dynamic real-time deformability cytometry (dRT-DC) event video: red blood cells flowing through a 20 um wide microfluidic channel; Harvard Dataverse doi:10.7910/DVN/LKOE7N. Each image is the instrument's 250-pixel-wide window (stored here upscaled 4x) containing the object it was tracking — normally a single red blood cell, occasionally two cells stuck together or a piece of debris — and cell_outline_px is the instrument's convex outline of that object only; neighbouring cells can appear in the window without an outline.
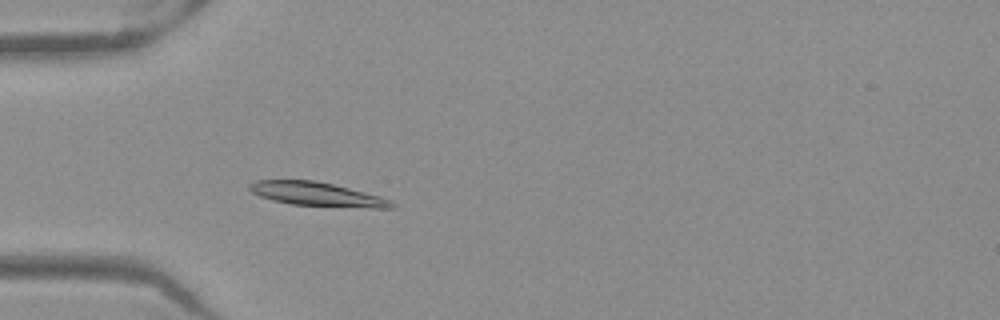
{"species": "Egyptian fruit bat (a non-hibernating species)", "species_latin": "Rousettus aegyptiacus", "temperature_condition": "warm", "stored_images_in_passage": 44, "camera_frame_rate_fps": 3000, "um_per_image_px": 0.085, "frame": {"image": 1, "passage_image": 8, "time_ms": 2.333, "image_size_px": [1000, 320], "cell_outline_px": [[396, 208], [372, 208], [292, 204], [272, 200], [260, 196], [252, 192], [248, 188], [248, 184], [256, 180], [312, 180], [332, 184], [380, 196], [392, 200], [396, 204]], "centroid_in_image_um": [26.96, 16.51], "position_along_channel_um": 58.0, "area_um2": 19.65}}
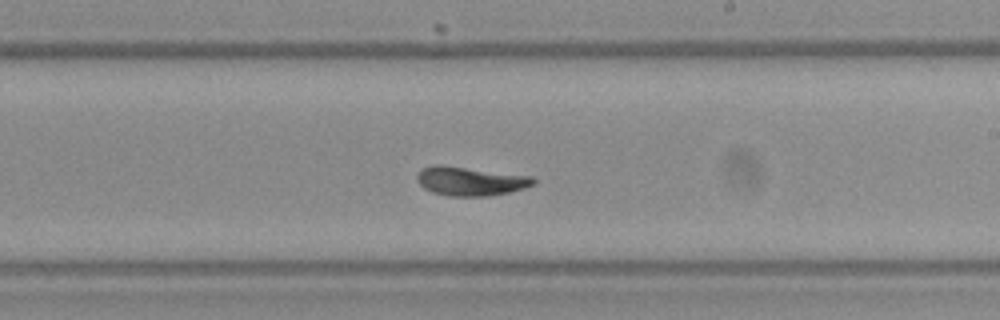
{"frame": {"image": 2, "passage_image": 23, "time_ms": 7.333, "image_size_px": [1000, 320], "cell_outline_px": [[536, 184], [524, 188], [508, 192], [488, 196], [448, 196], [432, 192], [424, 188], [416, 180], [416, 176], [420, 168], [436, 164], [440, 164], [532, 176], [536, 180]], "centroid_in_image_um": [39.96, 15.39], "position_along_channel_um": 249.0, "area_um2": 19.77}}
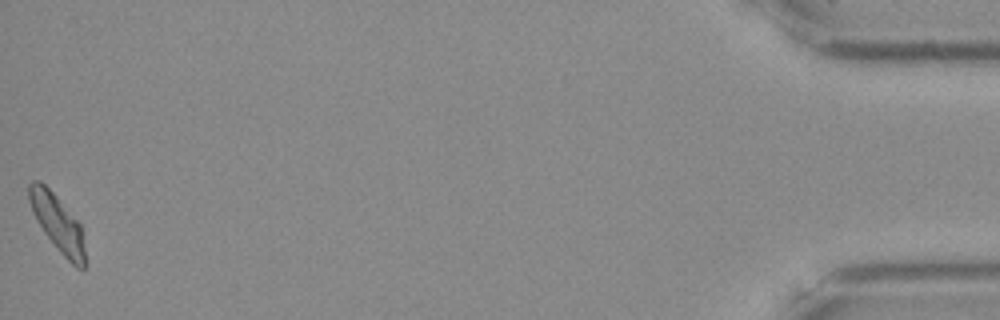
{"frame": {"image": 3, "passage_image": 44, "time_ms": 14.333, "image_size_px": [1000, 320], "cell_outline_px": [[84, 268], [76, 268], [60, 252], [44, 232], [36, 220], [32, 212], [28, 200], [28, 184], [32, 180], [40, 180], [56, 196], [80, 224], [84, 248]], "centroid_in_image_um": [4.84, 18.93], "position_along_channel_um": 430.4, "area_um2": 18.15}, "authors_computed_cell_mechanics": {"area_um2": 19.3052, "velocity_mm_per_s": 3.9257, "shape_relaxation_time_tau1_ms": 2.6975, "shape_relaxation_time_tau2_ms": 1.0293, "deformation_change_tau1": 0.133, "deformation_change_tau2": 0.0637}}